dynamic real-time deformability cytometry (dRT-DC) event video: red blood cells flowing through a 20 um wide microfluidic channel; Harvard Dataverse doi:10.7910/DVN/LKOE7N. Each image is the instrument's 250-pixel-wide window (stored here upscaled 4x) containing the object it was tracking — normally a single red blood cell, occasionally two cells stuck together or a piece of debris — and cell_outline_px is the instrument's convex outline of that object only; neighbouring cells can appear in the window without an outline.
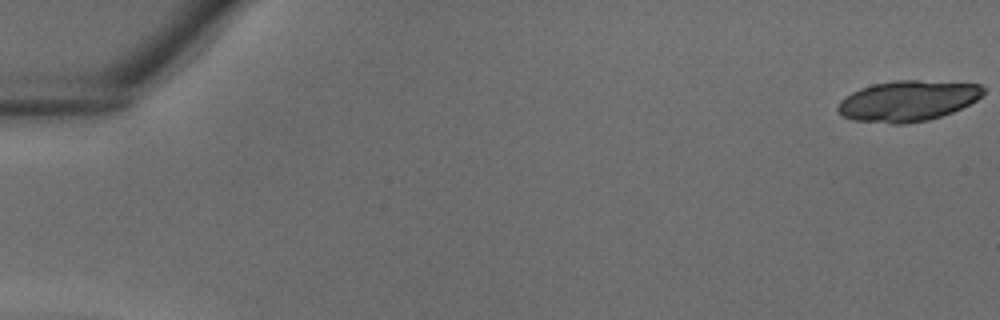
{"species": "common noctule bat (a hibernating species)", "species_latin": "Nyctalus noctula", "temperature_condition": "warm", "stored_images_in_passage": 15, "camera_frame_rate_fps": 3000, "um_per_image_px": 0.085, "animal": {"sex": "male", "body_mass_g": 18.8}, "frame": {"image": 1, "passage_image": 1, "time_ms": 0.0, "image_size_px": [1000, 320], "cell_outline_px": [[984, 92], [976, 100], [952, 112], [928, 120], [904, 124], [892, 124], [852, 120], [840, 116], [836, 108], [840, 100], [852, 92], [860, 88], [872, 84], [896, 80], [916, 80], [980, 84], [984, 88]], "centroid_in_image_um": [77.1, 8.58], "position_along_channel_um": 7.9, "area_um2": 34.51}}